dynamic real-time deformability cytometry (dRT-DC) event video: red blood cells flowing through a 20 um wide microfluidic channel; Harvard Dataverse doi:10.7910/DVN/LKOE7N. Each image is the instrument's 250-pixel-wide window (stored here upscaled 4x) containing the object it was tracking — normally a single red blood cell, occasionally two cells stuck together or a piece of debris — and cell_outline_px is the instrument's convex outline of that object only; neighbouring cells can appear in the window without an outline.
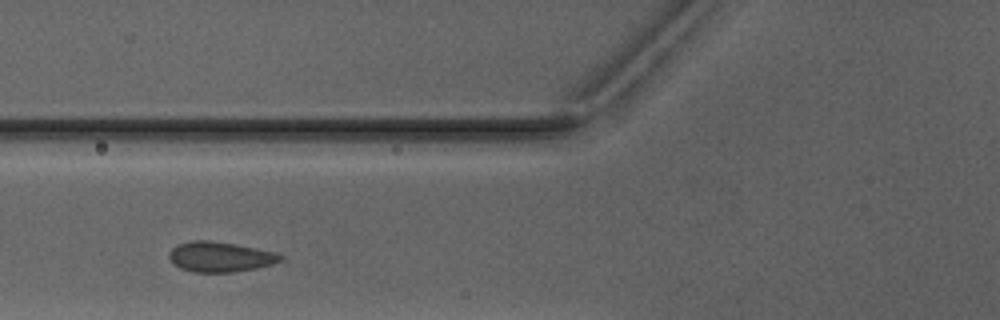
{"species": "Egyptian fruit bat (a non-hibernating species)", "species_latin": "Rousettus aegyptiacus", "temperature_condition": "warm", "stored_images_in_passage": 3, "camera_frame_rate_fps": 3000, "um_per_image_px": 0.085, "animal": {"sex": "male"}, "frame": {"image": 1, "passage_image": 2, "time_ms": 1.0, "image_size_px": [1000, 320], "cell_outline_px": [[284, 260], [272, 264], [256, 268], [232, 272], [192, 272], [180, 268], [168, 256], [168, 252], [176, 244], [192, 240], [208, 240], [236, 244], [276, 252], [284, 256]], "centroid_in_image_um": [18.72, 21.82], "position_along_channel_um": 107.1, "area_um2": 19.65}}
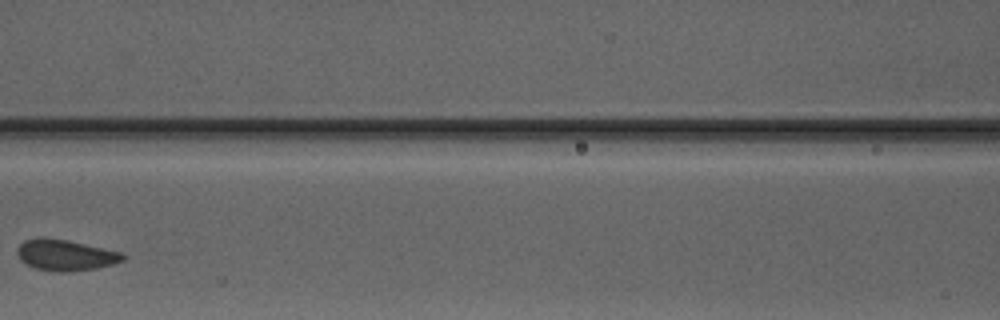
{"frame": {"image": 2, "passage_image": 3, "time_ms": 2.333, "image_size_px": [1000, 320], "cell_outline_px": [[128, 256], [124, 260], [112, 264], [96, 268], [64, 272], [60, 272], [36, 268], [20, 260], [16, 252], [16, 248], [24, 240], [40, 236], [44, 236], [68, 240], [120, 252]], "centroid_in_image_um": [5.53, 21.66], "position_along_channel_um": 161.1, "area_um2": 19.13}}